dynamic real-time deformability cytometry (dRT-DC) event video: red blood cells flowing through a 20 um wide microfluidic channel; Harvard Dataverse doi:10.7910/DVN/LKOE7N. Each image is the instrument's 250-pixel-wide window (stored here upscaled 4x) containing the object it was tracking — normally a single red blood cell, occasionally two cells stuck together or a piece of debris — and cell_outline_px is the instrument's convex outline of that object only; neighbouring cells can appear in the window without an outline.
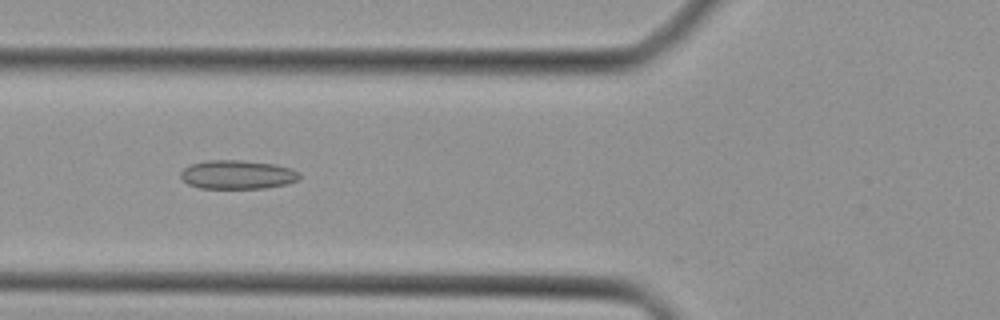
{"species": "Egyptian fruit bat (a non-hibernating species)", "species_latin": "Rousettus aegyptiacus", "temperature_condition": "cold", "stored_images_in_passage": 36, "camera_frame_rate_fps": 3000, "um_per_image_px": 0.085, "animal": {"sex": "female"}, "frame": {"image": 1, "passage_image": 11, "time_ms": 3.333, "image_size_px": [1000, 320], "cell_outline_px": [[300, 180], [288, 184], [264, 188], [200, 188], [188, 184], [180, 176], [180, 172], [184, 168], [192, 164], [208, 160], [240, 160], [272, 164], [292, 168], [300, 172]], "centroid_in_image_um": [20.22, 14.85], "position_along_channel_um": 105.6, "area_um2": 20.0}}
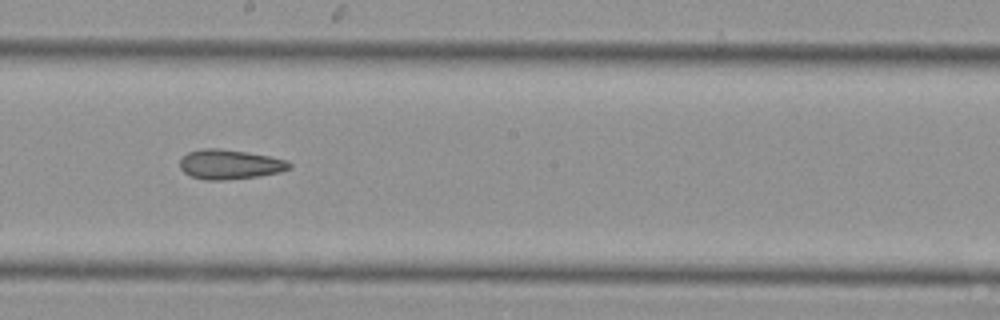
{"frame": {"image": 2, "passage_image": 19, "time_ms": 6.0, "image_size_px": [1000, 320], "cell_outline_px": [[292, 168], [280, 172], [256, 176], [224, 180], [208, 180], [192, 176], [184, 172], [180, 168], [180, 160], [188, 152], [204, 148], [220, 148], [248, 152], [288, 160], [292, 164]], "centroid_in_image_um": [19.56, 13.96], "position_along_channel_um": 228.6, "area_um2": 18.84}}
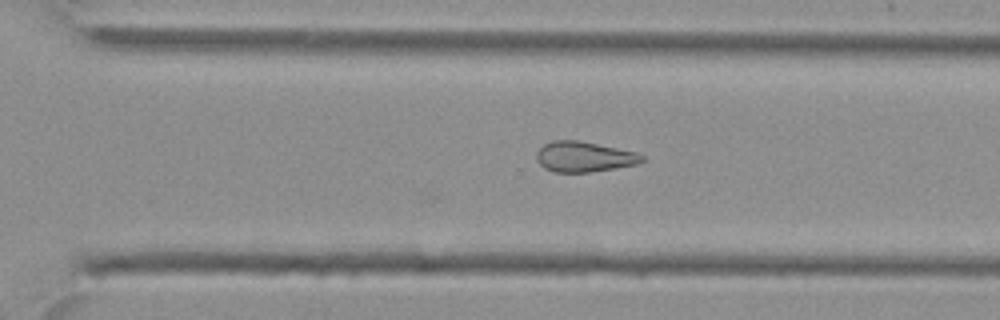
{"frame": {"image": 3, "passage_image": 25, "time_ms": 8.0, "image_size_px": [1000, 320], "cell_outline_px": [[644, 160], [636, 164], [588, 172], [552, 172], [544, 168], [536, 160], [536, 152], [544, 144], [552, 140], [576, 140], [636, 152], [644, 156]], "centroid_in_image_um": [49.59, 13.32], "position_along_channel_um": 321.0, "area_um2": 18.44}}